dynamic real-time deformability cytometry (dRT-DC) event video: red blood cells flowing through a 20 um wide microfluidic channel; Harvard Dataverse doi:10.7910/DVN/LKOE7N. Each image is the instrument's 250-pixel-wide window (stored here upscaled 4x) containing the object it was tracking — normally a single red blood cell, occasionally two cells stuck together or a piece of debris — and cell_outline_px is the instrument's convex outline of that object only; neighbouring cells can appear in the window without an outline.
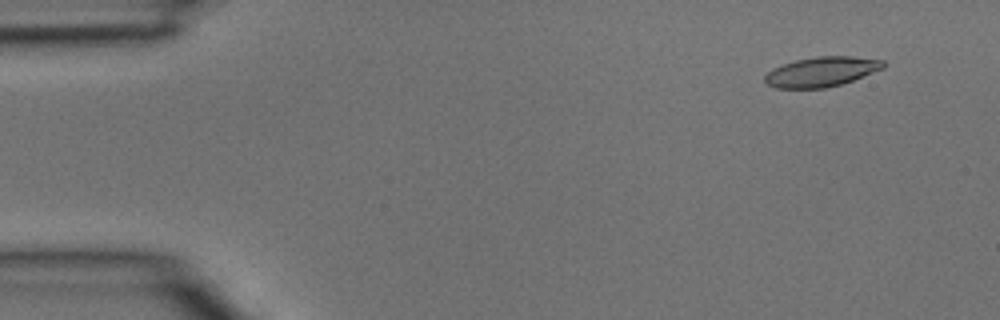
{"species": "common noctule bat (a hibernating species)", "species_latin": "Nyctalus noctula", "temperature_condition": "room temperature", "stored_images_in_passage": 40, "camera_frame_rate_fps": 3000, "um_per_image_px": 0.085, "animal": {"sex": "male", "body_mass_g": 15.6}, "frame": {"image": 1, "passage_image": 3, "time_ms": 0.667, "image_size_px": [1000, 320], "cell_outline_px": [[884, 68], [852, 80], [840, 84], [824, 88], [776, 88], [768, 84], [764, 80], [764, 76], [772, 68], [796, 60], [816, 56], [852, 56], [884, 60]], "centroid_in_image_um": [69.81, 6.09], "position_along_channel_um": 15.2, "area_um2": 20.4}}
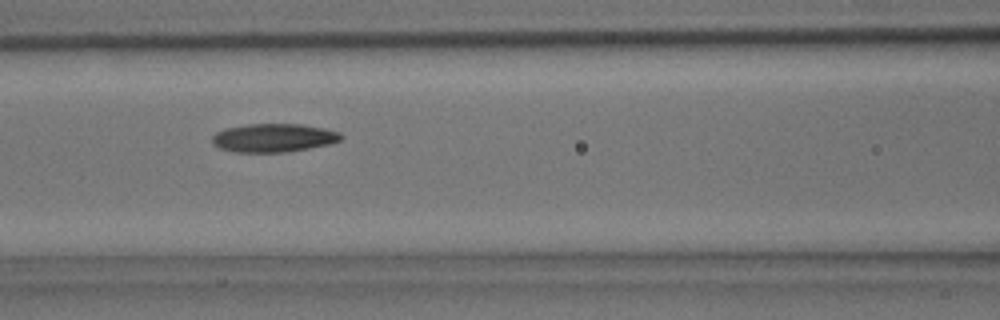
{"frame": {"image": 2, "passage_image": 17, "time_ms": 5.333, "image_size_px": [1000, 320], "cell_outline_px": [[344, 136], [340, 140], [328, 144], [308, 148], [284, 152], [236, 152], [220, 148], [212, 144], [212, 136], [216, 132], [224, 128], [248, 124], [300, 124], [324, 128], [340, 132]], "centroid_in_image_um": [23.23, 11.71], "position_along_channel_um": 143.4, "area_um2": 21.33}}
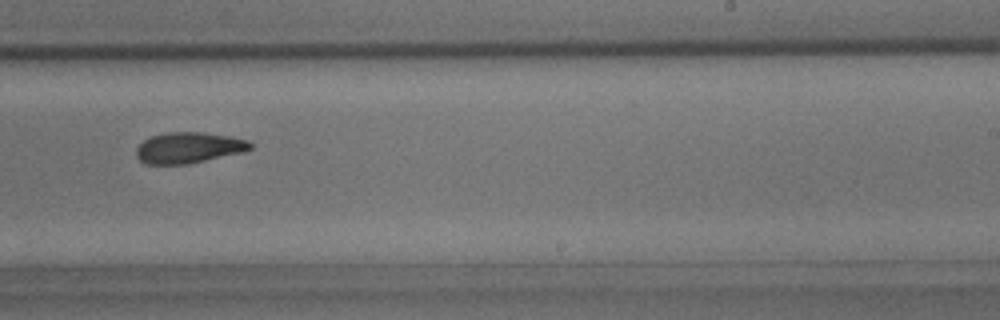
{"frame": {"image": 3, "passage_image": 25, "time_ms": 8.0, "image_size_px": [1000, 320], "cell_outline_px": [[252, 148], [240, 152], [188, 164], [148, 164], [140, 160], [136, 156], [136, 148], [144, 140], [152, 136], [168, 132], [204, 132], [228, 136], [248, 140], [252, 144]], "centroid_in_image_um": [16.01, 12.55], "position_along_channel_um": 273.0, "area_um2": 20.29}}